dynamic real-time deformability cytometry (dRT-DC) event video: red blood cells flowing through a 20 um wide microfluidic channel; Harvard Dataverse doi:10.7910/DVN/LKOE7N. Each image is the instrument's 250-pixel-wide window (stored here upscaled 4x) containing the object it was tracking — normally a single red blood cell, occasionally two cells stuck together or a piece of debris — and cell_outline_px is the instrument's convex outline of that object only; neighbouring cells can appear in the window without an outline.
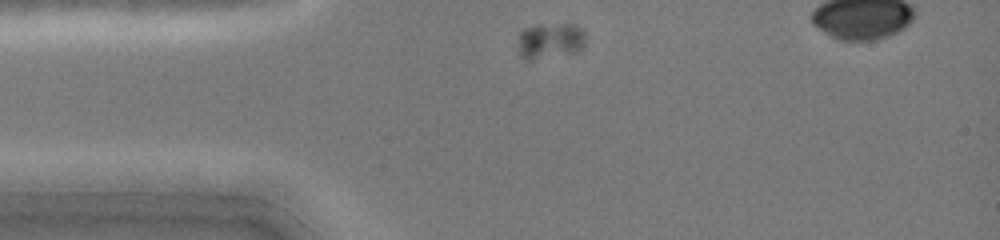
{"species": "common noctule bat (a hibernating species)", "species_latin": "Nyctalus noctula", "temperature_condition": "cold", "stored_images_in_passage": 34, "segment_of_instrument_passage": [1, 2], "camera_frame_rate_fps": 3000, "um_per_image_px": 0.085, "animal": {"sex": "female", "body_mass_g": 19.0, "forearm_length_mm": 51.5}, "frame": {"image": 1, "passage_image": 1, "time_ms": 0.0, "image_size_px": [1000, 240], "cell_outline_px": [[584, 44], [576, 52], [528, 60], [520, 56], [520, 28], [536, 24], [572, 24], [580, 28], [584, 32]], "centroid_in_image_um": [46.74, 3.43], "position_along_channel_um": 38.3, "area_um2": 13.93}}